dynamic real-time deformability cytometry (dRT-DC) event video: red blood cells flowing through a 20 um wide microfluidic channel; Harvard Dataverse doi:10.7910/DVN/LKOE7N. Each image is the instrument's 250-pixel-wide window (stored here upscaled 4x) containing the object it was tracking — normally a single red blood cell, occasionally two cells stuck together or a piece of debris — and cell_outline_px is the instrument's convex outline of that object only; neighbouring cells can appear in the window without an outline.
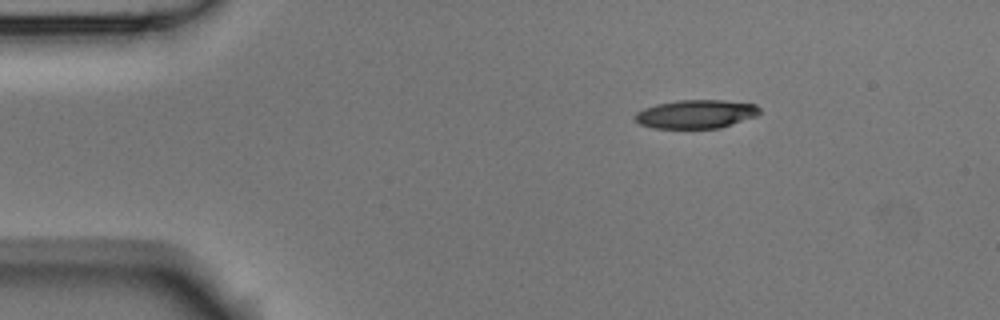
{"species": "Egyptian fruit bat (a non-hibernating species)", "species_latin": "Rousettus aegyptiacus", "temperature_condition": "room temperature", "stored_images_in_passage": 3, "camera_frame_rate_fps": 3000, "um_per_image_px": 0.085, "animal": {"sex": "male"}, "frame": {"image": 1, "passage_image": 1, "time_ms": 0.0, "image_size_px": [1000, 320], "cell_outline_px": [[760, 112], [756, 116], [720, 128], [652, 128], [640, 124], [636, 120], [636, 112], [644, 108], [656, 104], [680, 100], [724, 100], [756, 104], [760, 108]], "centroid_in_image_um": [59.17, 9.69], "position_along_channel_um": 25.8, "area_um2": 20.69}}